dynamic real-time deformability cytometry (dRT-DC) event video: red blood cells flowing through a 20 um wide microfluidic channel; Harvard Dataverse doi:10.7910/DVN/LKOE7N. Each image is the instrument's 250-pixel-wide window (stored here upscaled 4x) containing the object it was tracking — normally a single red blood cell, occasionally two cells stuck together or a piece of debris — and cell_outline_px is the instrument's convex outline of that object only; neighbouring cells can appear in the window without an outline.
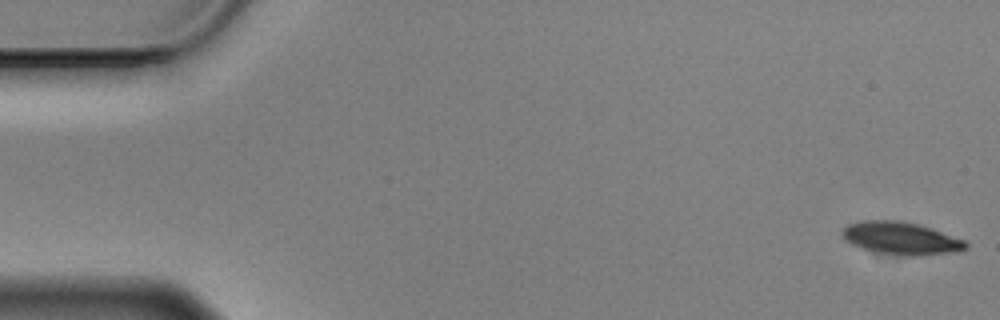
{"species": "Egyptian fruit bat (a non-hibernating species)", "species_latin": "Rousettus aegyptiacus", "temperature_condition": "cold", "stored_images_in_passage": 57, "camera_frame_rate_fps": 3000, "um_per_image_px": 0.085, "animal": {"sex": "male"}, "frame": {"image": 1, "passage_image": 1, "time_ms": 0.0, "image_size_px": [1000, 320], "cell_outline_px": [[968, 248], [956, 252], [916, 256], [904, 256], [880, 252], [860, 248], [844, 240], [840, 232], [848, 224], [864, 220], [900, 220], [916, 224], [964, 240], [968, 244]], "centroid_in_image_um": [76.54, 20.26], "position_along_channel_um": 8.5, "area_um2": 23.29}}
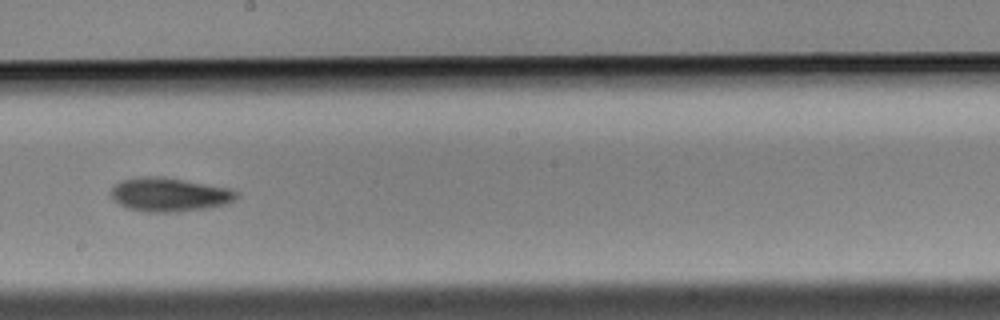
{"frame": {"image": 2, "passage_image": 32, "time_ms": 10.333, "image_size_px": [1000, 320], "cell_outline_px": [[240, 196], [236, 200], [224, 204], [208, 208], [180, 212], [144, 212], [128, 208], [112, 200], [108, 192], [120, 180], [140, 176], [164, 176], [228, 188], [240, 192]], "centroid_in_image_um": [14.38, 16.54], "position_along_channel_um": 233.8, "area_um2": 25.2}}
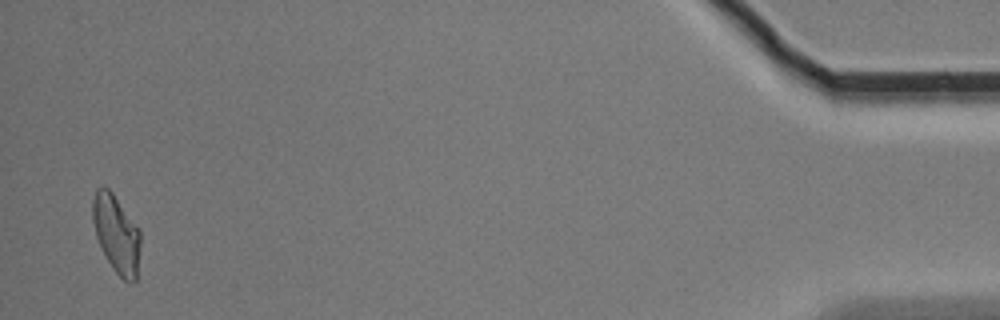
{"frame": {"image": 3, "passage_image": 56, "time_ms": 18.333, "image_size_px": [1000, 320], "cell_outline_px": [[140, 244], [136, 280], [132, 284], [124, 280], [112, 268], [96, 236], [92, 220], [92, 200], [96, 188], [108, 188], [112, 192], [140, 228]], "centroid_in_image_um": [9.9, 19.87], "position_along_channel_um": 425.3, "area_um2": 21.62}, "authors_computed_cell_mechanics": {"area_um2": 23.2356, "velocity_mm_per_s": 3.4801, "shape_relaxation_time_tau1_ms": 6.0609, "shape_relaxation_time_tau2_ms": null, "deformation_change_tau1": 0.1452, "deformation_change_tau2": null}}